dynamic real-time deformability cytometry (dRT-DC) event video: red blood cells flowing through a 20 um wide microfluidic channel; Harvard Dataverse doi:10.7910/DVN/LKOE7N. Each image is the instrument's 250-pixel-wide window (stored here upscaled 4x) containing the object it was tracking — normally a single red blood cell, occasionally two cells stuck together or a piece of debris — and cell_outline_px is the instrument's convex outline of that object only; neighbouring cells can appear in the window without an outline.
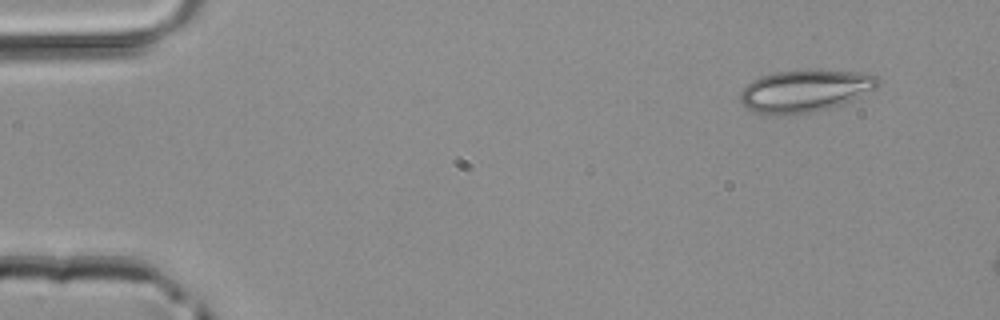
{"species": "common noctule bat (a hibernating species)", "species_latin": "Nyctalus noctula", "temperature_condition": "room temperature", "stored_images_in_passage": 3, "camera_frame_rate_fps": 3000, "um_per_image_px": 0.085, "animal": {"sex": "male", "body_mass_g": 20.4}, "frame": {"image": 1, "passage_image": 1, "time_ms": 0.0, "image_size_px": [1000, 320], "cell_outline_px": [[880, 80], [876, 88], [840, 104], [816, 112], [776, 116], [768, 116], [756, 112], [748, 108], [740, 100], [740, 92], [752, 80], [760, 76], [776, 72], [820, 68], [868, 72], [876, 76]], "centroid_in_image_um": [68.43, 7.7], "position_along_channel_um": 16.6, "area_um2": 34.45}}